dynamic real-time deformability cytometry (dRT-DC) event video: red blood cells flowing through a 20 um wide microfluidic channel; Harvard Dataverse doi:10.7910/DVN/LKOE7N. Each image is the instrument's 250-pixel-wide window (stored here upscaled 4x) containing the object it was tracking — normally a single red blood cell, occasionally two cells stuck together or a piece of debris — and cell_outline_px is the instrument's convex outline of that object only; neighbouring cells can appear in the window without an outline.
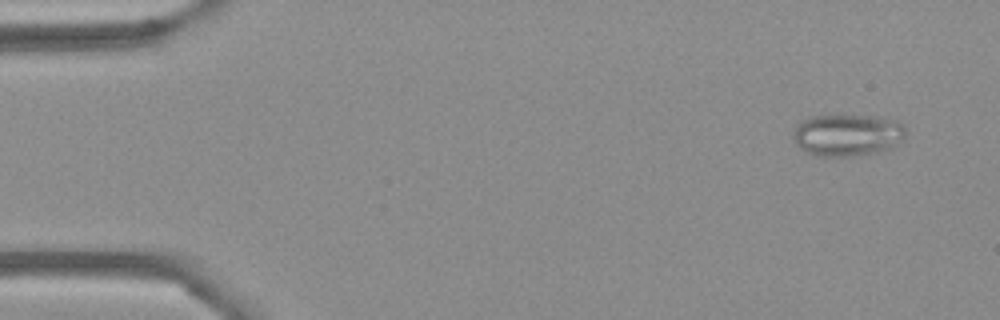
{"species": "Egyptian fruit bat (a non-hibernating species)", "species_latin": "Rousettus aegyptiacus", "temperature_condition": "cold", "stored_images_in_passage": 55, "camera_frame_rate_fps": 3000, "um_per_image_px": 0.085, "frame": {"image": 1, "passage_image": 4, "time_ms": 1.0, "image_size_px": [1000, 320], "cell_outline_px": [[904, 140], [892, 148], [880, 152], [852, 156], [816, 156], [804, 152], [796, 144], [796, 128], [808, 116], [876, 116], [896, 120], [904, 124]], "centroid_in_image_um": [72.09, 11.49], "position_along_channel_um": 12.9, "area_um2": 27.46}}
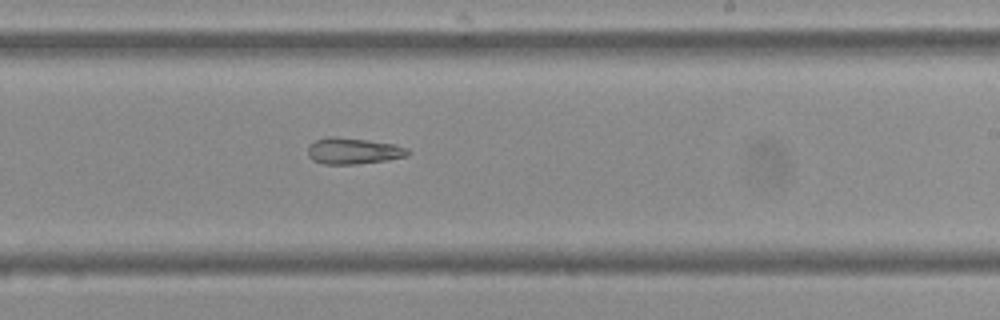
{"frame": {"image": 2, "passage_image": 33, "time_ms": 10.667, "image_size_px": [1000, 320], "cell_outline_px": [[412, 152], [408, 156], [388, 160], [356, 164], [324, 164], [312, 160], [308, 156], [308, 144], [324, 136], [336, 136], [368, 140], [396, 144], [408, 148]], "centroid_in_image_um": [30.04, 12.82], "position_along_channel_um": 259.0, "area_um2": 15.66}}
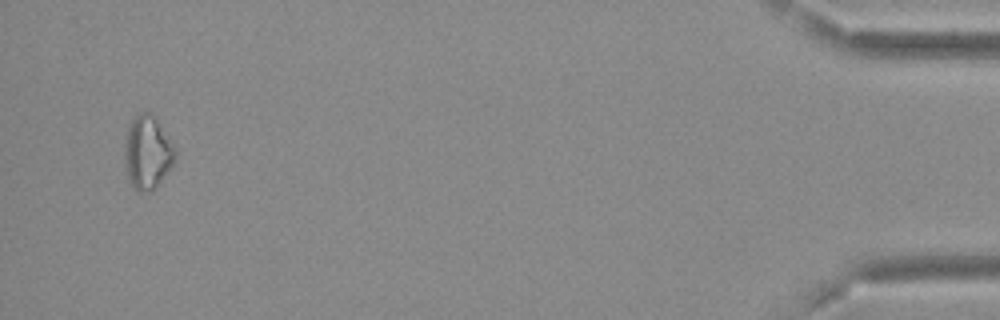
{"frame": {"image": 3, "passage_image": 53, "time_ms": 17.333, "image_size_px": [1000, 320], "cell_outline_px": [[176, 160], [156, 188], [152, 192], [140, 192], [128, 180], [124, 164], [124, 144], [128, 124], [140, 112], [148, 112], [156, 116], [172, 144], [176, 152]], "centroid_in_image_um": [12.52, 12.96], "position_along_channel_um": 422.7, "area_um2": 21.91}, "authors_computed_cell_mechanics": {"area_um2": 18.8428, "velocity_mm_per_s": 3.6938, "shape_relaxation_time_tau1_ms": null, "shape_relaxation_time_tau2_ms": 8.0707, "deformation_change_tau1": null, "deformation_change_tau2": 0.1978}}